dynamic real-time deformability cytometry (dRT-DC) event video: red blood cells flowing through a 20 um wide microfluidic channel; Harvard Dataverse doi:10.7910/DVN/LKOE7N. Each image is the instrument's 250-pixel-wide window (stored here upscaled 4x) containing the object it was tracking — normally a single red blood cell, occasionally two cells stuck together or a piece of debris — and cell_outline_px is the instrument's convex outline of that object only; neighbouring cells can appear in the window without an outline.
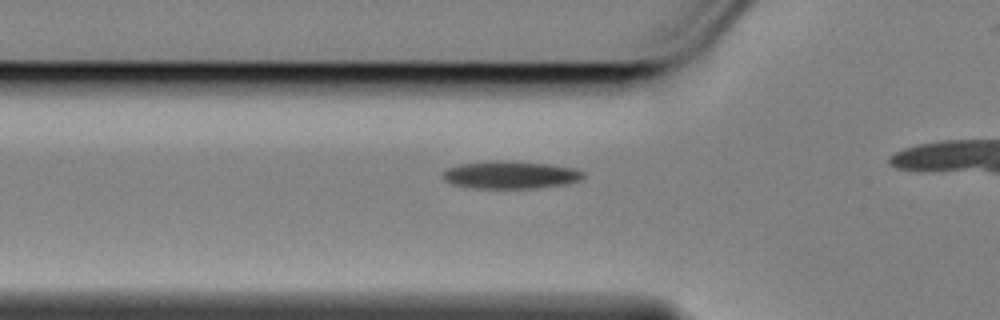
{"species": "Egyptian fruit bat (a non-hibernating species)", "species_latin": "Rousettus aegyptiacus", "temperature_condition": "cold", "stored_images_in_passage": 10, "camera_frame_rate_fps": 3000, "um_per_image_px": 0.085, "animal": {"sex": "female"}, "frame": {"image": 1, "passage_image": 4, "time_ms": 1.0, "image_size_px": [1000, 320], "cell_outline_px": [[584, 176], [580, 180], [568, 184], [536, 188], [464, 188], [452, 184], [444, 180], [440, 176], [448, 168], [460, 164], [496, 160], [500, 160], [548, 164], [572, 168], [584, 172]], "centroid_in_image_um": [43.35, 14.88], "position_along_channel_um": 82.5, "area_um2": 22.72}}
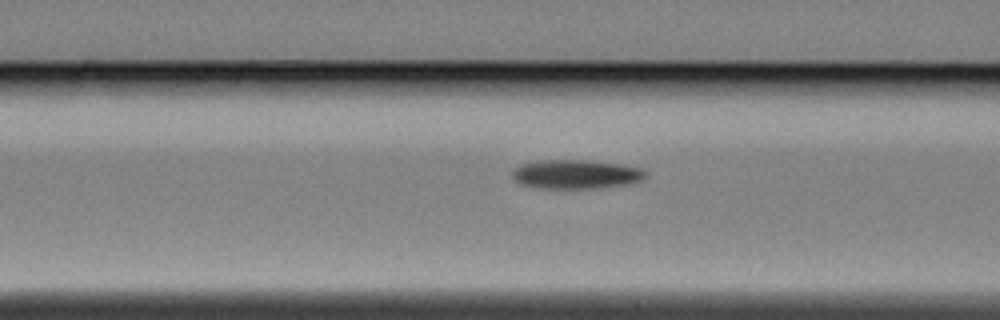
{"frame": {"image": 2, "passage_image": 7, "time_ms": 2.0, "image_size_px": [1000, 320], "cell_outline_px": [[648, 172], [644, 180], [632, 184], [600, 188], [536, 188], [520, 184], [512, 176], [512, 172], [516, 168], [524, 164], [544, 160], [588, 160], [620, 164], [640, 168]], "centroid_in_image_um": [49.03, 14.82], "position_along_channel_um": 117.6, "area_um2": 22.66}}